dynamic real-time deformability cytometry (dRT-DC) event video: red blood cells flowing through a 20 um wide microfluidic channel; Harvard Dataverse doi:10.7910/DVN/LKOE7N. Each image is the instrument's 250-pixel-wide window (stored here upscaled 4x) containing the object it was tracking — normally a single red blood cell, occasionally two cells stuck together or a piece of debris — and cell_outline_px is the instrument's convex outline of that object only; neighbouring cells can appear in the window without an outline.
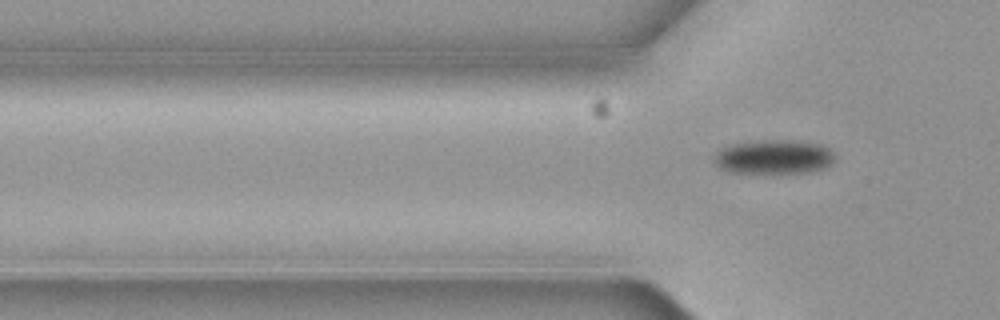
{"species": "common noctule bat (a hibernating species)", "species_latin": "Nyctalus noctula", "temperature_condition": "cold", "stored_images_in_passage": 3, "segment_of_instrument_passage": [2, 2], "camera_frame_rate_fps": 3000, "um_per_image_px": 0.085, "animal": {"sex": "female", "body_mass_g": 19.3, "forearm_length_mm": 54.1}, "frame": {"image": 1, "passage_image": 3, "time_ms": 0.667, "image_size_px": [1000, 320], "cell_outline_px": [[836, 160], [832, 164], [824, 168], [808, 172], [728, 172], [720, 168], [712, 160], [712, 156], [720, 148], [732, 144], [760, 140], [792, 140], [824, 144], [832, 148], [836, 156]], "centroid_in_image_um": [65.82, 13.32], "position_along_channel_um": 60.0, "area_um2": 24.45}}